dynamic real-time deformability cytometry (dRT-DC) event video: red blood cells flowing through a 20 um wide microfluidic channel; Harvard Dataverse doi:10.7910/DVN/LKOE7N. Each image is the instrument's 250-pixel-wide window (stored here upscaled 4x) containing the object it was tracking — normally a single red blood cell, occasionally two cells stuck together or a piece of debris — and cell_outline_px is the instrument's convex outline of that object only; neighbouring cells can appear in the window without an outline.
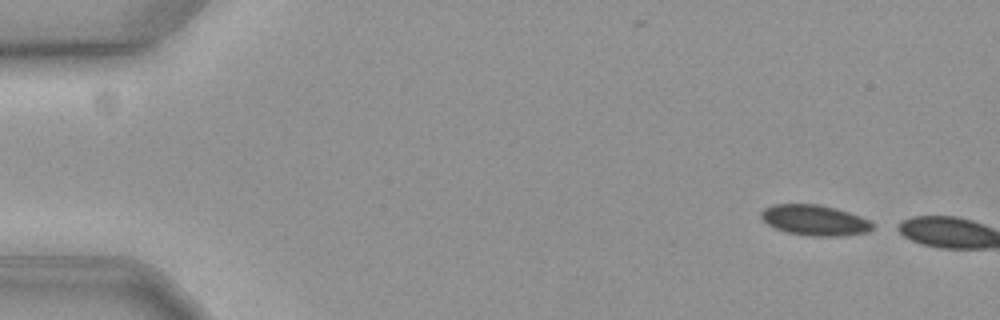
{"species": "common noctule bat (a hibernating species)", "species_latin": "Nyctalus noctula", "temperature_condition": "cold", "stored_images_in_passage": 2, "camera_frame_rate_fps": 3000, "um_per_image_px": 0.085, "animal": {"sex": "female", "body_mass_g": 19.3, "forearm_length_mm": 54.1}, "frame": {"image": 1, "passage_image": 1, "time_ms": 0.0, "image_size_px": [1000, 320], "cell_outline_px": [[872, 228], [864, 232], [840, 236], [812, 236], [788, 232], [776, 228], [768, 224], [760, 216], [760, 212], [764, 208], [772, 204], [820, 204], [836, 208], [860, 216], [868, 220], [872, 224]], "centroid_in_image_um": [69.21, 18.7], "position_along_channel_um": 15.8, "area_um2": 19.59}}